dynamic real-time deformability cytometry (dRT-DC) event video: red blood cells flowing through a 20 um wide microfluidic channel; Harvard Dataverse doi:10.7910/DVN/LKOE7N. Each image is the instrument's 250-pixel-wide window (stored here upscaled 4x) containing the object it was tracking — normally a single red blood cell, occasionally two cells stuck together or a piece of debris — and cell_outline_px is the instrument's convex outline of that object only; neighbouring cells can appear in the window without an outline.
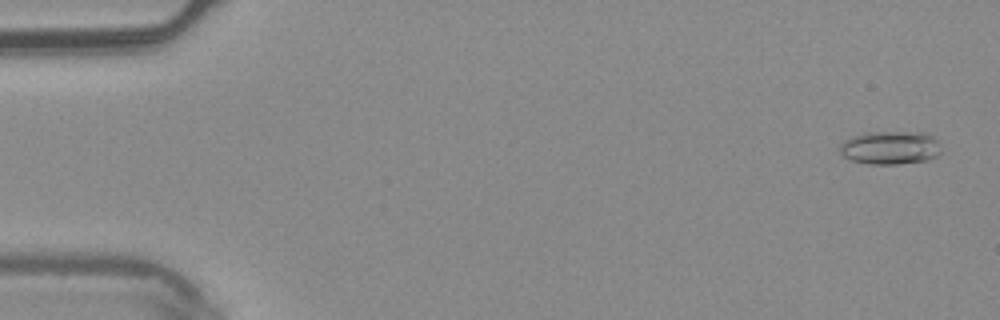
{"species": "common noctule bat (a hibernating species)", "species_latin": "Nyctalus noctula", "temperature_condition": "warm", "stored_images_in_passage": 5, "camera_frame_rate_fps": 3000, "um_per_image_px": 0.085, "animal": {"sex": "male", "body_mass_g": 20.4}, "frame": {"image": 1, "passage_image": 1, "time_ms": 0.0, "image_size_px": [1000, 320], "cell_outline_px": [[940, 152], [936, 156], [928, 160], [896, 164], [872, 164], [852, 160], [844, 156], [836, 148], [844, 140], [868, 132], [924, 132], [932, 136], [940, 144]], "centroid_in_image_um": [75.67, 12.55], "position_along_channel_um": 9.3, "area_um2": 19.65}}